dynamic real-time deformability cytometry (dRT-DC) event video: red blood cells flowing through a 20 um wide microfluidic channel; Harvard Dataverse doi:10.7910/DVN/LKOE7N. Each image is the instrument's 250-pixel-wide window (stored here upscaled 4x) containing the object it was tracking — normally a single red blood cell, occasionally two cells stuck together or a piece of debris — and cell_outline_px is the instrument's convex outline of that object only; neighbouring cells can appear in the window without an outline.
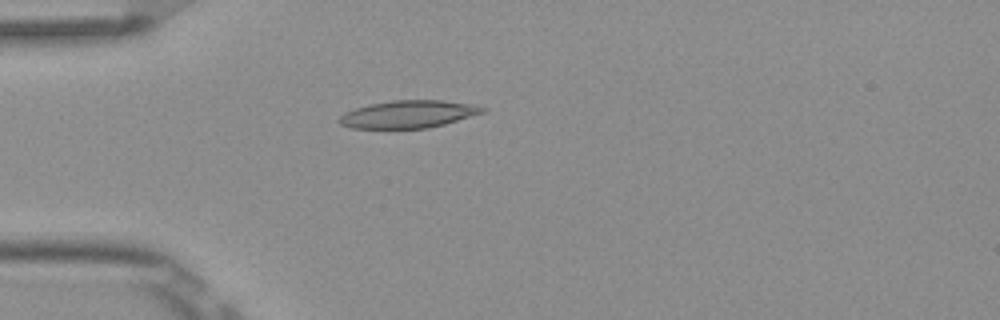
{"species": "Egyptian fruit bat (a non-hibernating species)", "species_latin": "Rousettus aegyptiacus", "temperature_condition": "room temperature", "stored_images_in_passage": 5, "camera_frame_rate_fps": 3000, "um_per_image_px": 0.085, "frame": {"image": 1, "passage_image": 5, "time_ms": 1.333, "image_size_px": [1000, 320], "cell_outline_px": [[488, 112], [444, 124], [428, 128], [352, 128], [340, 124], [336, 120], [344, 112], [368, 104], [392, 100], [444, 100], [472, 104], [488, 108]], "centroid_in_image_um": [34.74, 9.7], "position_along_channel_um": 50.3, "area_um2": 23.24}}